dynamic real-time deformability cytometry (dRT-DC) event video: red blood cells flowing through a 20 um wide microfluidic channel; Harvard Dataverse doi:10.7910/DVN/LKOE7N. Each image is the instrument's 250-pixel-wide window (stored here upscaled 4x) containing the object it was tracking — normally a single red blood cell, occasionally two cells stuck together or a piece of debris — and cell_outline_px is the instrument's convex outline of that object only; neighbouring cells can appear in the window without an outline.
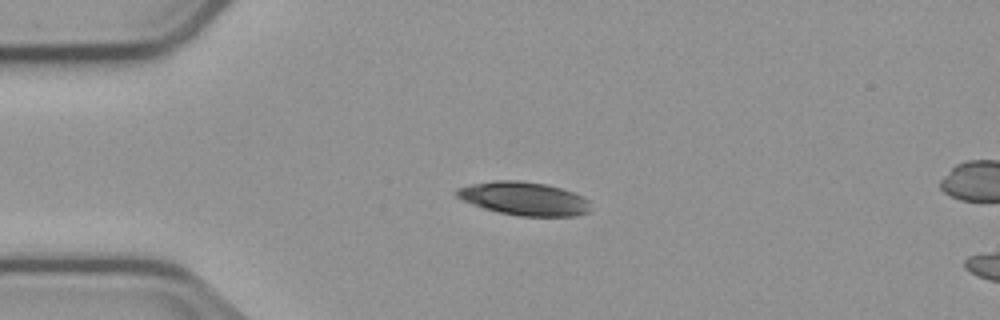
{"species": "common noctule bat (a hibernating species)", "species_latin": "Nyctalus noctula", "temperature_condition": "cold", "stored_images_in_passage": 5, "camera_frame_rate_fps": 3000, "um_per_image_px": 0.085, "animal": {"sex": "male", "body_mass_g": 23.1, "forearm_length_mm": 52.7}, "frame": {"image": 1, "passage_image": 3, "time_ms": 2.333, "image_size_px": [1000, 320], "cell_outline_px": [[588, 212], [576, 216], [520, 216], [500, 212], [484, 208], [472, 204], [456, 196], [456, 188], [472, 184], [492, 180], [516, 180], [544, 184], [560, 188], [584, 196], [588, 200]], "centroid_in_image_um": [44.53, 16.88], "position_along_channel_um": 40.5, "area_um2": 25.78}}